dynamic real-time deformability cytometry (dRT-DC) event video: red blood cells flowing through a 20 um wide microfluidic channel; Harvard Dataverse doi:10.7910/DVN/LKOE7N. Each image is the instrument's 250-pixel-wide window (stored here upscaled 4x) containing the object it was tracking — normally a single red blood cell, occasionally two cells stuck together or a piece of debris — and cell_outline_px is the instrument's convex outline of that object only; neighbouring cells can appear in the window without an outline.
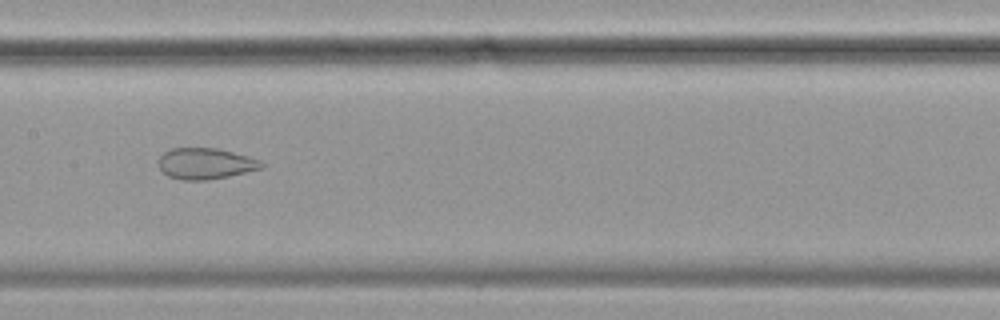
{"species": "common noctule bat (a hibernating species)", "species_latin": "Nyctalus noctula", "temperature_condition": "cold", "stored_images_in_passage": 57, "camera_frame_rate_fps": 3000, "um_per_image_px": 0.085, "animal": {"sex": "female", "body_mass_g": 19.9}, "frame": {"image": 1, "passage_image": 28, "time_ms": 9.0, "image_size_px": [1000, 320], "cell_outline_px": [[264, 168], [228, 176], [204, 180], [180, 180], [168, 176], [160, 168], [156, 160], [164, 152], [172, 148], [220, 148], [248, 156], [260, 160], [264, 164]], "centroid_in_image_um": [17.46, 13.9], "position_along_channel_um": 189.9, "area_um2": 18.79}}
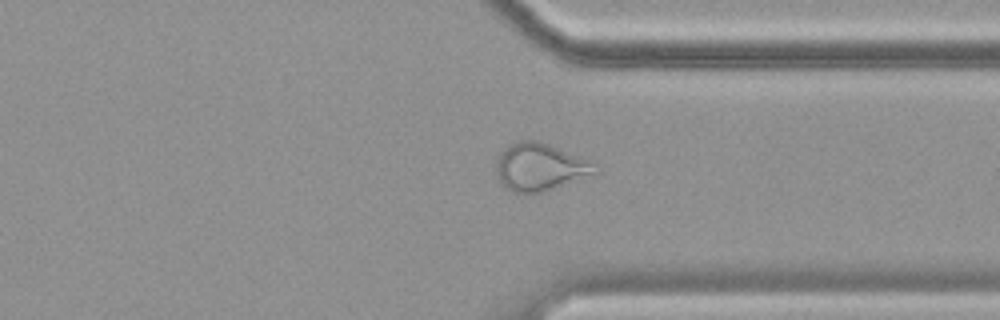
{"frame": {"image": 2, "passage_image": 43, "time_ms": 14.0, "image_size_px": [1000, 320], "cell_outline_px": [[600, 172], [540, 192], [512, 192], [504, 188], [496, 176], [496, 156], [508, 144], [520, 140], [536, 140], [548, 144], [588, 160], [596, 164]], "centroid_in_image_um": [45.83, 14.18], "position_along_channel_um": 365.6, "area_um2": 27.28}}
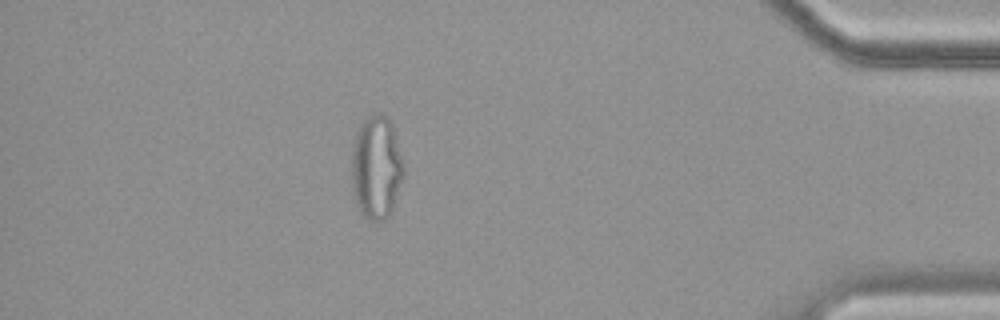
{"frame": {"image": 3, "passage_image": 50, "time_ms": 16.333, "image_size_px": [1000, 320], "cell_outline_px": [[404, 176], [392, 212], [384, 220], [368, 220], [360, 212], [356, 204], [352, 192], [352, 152], [356, 132], [360, 124], [368, 116], [376, 112], [380, 112], [388, 116], [392, 120], [404, 164]], "centroid_in_image_um": [32.01, 14.21], "position_along_channel_um": 403.2, "area_um2": 32.08}, "authors_computed_cell_mechanics": {"area_um2": 28.4376, "velocity_mm_per_s": 3.5198, "shape_relaxation_time_tau1_ms": null, "shape_relaxation_time_tau2_ms": 1.2741, "deformation_change_tau1": null, "deformation_change_tau2": 0.0818}}